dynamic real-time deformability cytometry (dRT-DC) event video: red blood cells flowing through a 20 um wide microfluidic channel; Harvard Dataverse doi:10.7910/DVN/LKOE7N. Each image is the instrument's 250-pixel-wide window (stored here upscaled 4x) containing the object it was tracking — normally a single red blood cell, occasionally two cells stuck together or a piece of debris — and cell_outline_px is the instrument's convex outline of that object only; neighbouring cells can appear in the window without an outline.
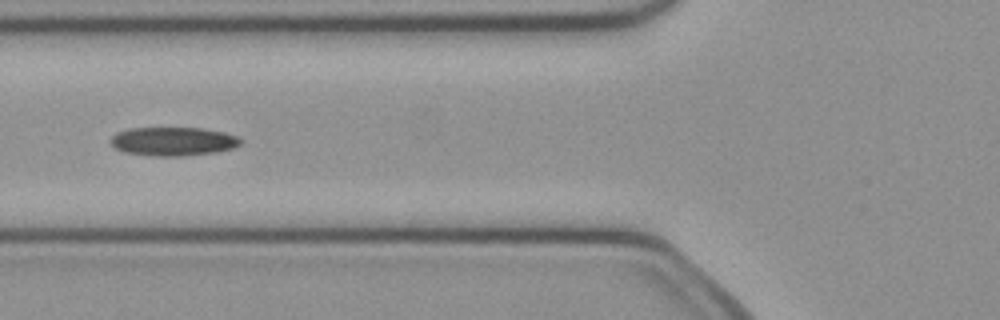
{"species": "common noctule bat (a hibernating species)", "species_latin": "Nyctalus noctula", "temperature_condition": "cold", "stored_images_in_passage": 49, "camera_frame_rate_fps": 3000, "um_per_image_px": 0.085, "animal": {"sex": "female", "body_mass_g": 21.9}, "frame": {"image": 1, "passage_image": 18, "time_ms": 5.667, "image_size_px": [1000, 320], "cell_outline_px": [[244, 140], [240, 144], [232, 148], [216, 152], [180, 156], [152, 156], [124, 152], [116, 148], [112, 144], [112, 136], [116, 132], [128, 128], [200, 128], [224, 132], [240, 136]], "centroid_in_image_um": [14.75, 12.01], "position_along_channel_um": 111.0, "area_um2": 21.79}}
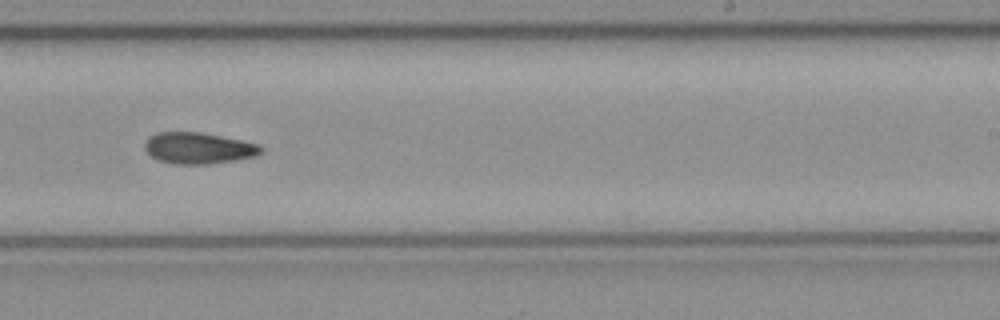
{"frame": {"image": 2, "passage_image": 30, "time_ms": 9.667, "image_size_px": [1000, 320], "cell_outline_px": [[264, 148], [256, 156], [236, 160], [208, 164], [172, 164], [160, 160], [152, 156], [144, 148], [144, 144], [148, 136], [156, 132], [200, 132], [260, 144]], "centroid_in_image_um": [16.86, 12.59], "position_along_channel_um": 272.1, "area_um2": 21.21}}
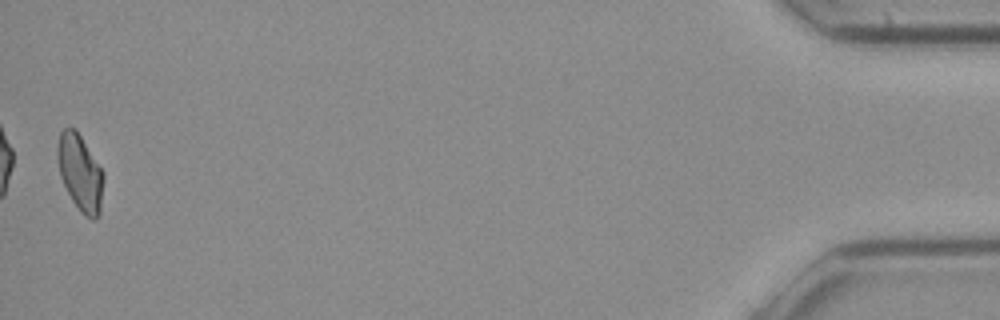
{"frame": {"image": 3, "passage_image": 49, "time_ms": 16.0, "image_size_px": [1000, 320], "cell_outline_px": [[104, 176], [100, 216], [96, 220], [92, 220], [84, 216], [80, 212], [72, 200], [60, 176], [56, 152], [56, 148], [60, 132], [64, 128], [72, 128], [80, 136], [104, 172]], "centroid_in_image_um": [6.82, 14.74], "position_along_channel_um": 428.4, "area_um2": 20.52}}